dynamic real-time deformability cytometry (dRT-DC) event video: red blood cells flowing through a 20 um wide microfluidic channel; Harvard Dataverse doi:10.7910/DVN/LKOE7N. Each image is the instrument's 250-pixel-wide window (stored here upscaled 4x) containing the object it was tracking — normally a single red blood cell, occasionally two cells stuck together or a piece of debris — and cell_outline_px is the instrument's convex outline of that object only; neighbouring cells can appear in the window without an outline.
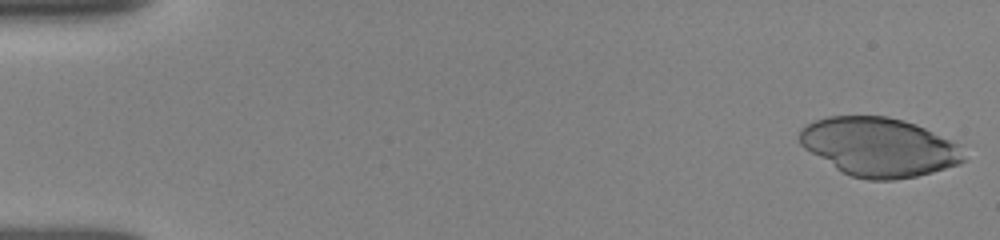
{"species": "human", "species_latin": "Homo sapiens", "temperature_condition": "room temperature", "stored_images_in_passage": 85, "camera_frame_rate_fps": 3000, "um_per_image_px": 0.085, "donor": {"sex": "female"}, "frame": {"image": 1, "passage_image": 1, "time_ms": 0.0, "image_size_px": [1000, 240], "cell_outline_px": [[964, 160], [960, 164], [932, 172], [916, 176], [896, 180], [868, 180], [852, 176], [836, 168], [804, 148], [800, 144], [800, 128], [816, 120], [828, 116], [888, 116], [904, 120], [916, 124], [960, 144]], "centroid_in_image_um": [74.73, 12.49], "position_along_channel_um": 10.3, "area_um2": 56.07}}